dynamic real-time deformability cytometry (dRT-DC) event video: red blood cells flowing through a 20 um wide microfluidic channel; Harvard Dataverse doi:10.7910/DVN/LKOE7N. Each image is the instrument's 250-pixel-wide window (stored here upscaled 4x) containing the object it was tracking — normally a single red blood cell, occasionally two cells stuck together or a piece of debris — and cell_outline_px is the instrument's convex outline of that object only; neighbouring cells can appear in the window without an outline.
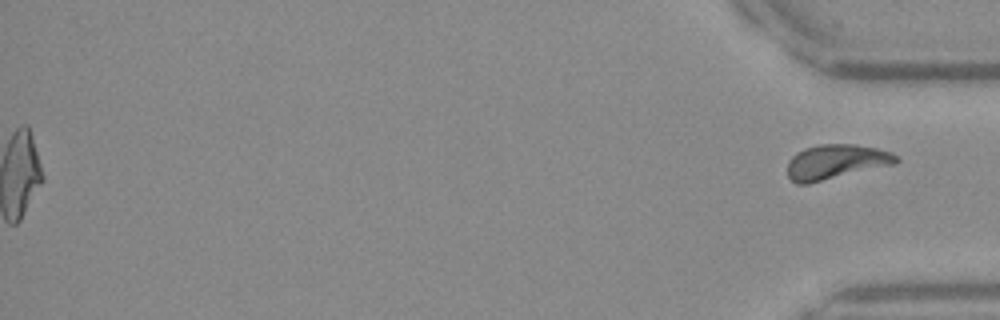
{"species": "Egyptian fruit bat (a non-hibernating species)", "species_latin": "Rousettus aegyptiacus", "temperature_condition": "warm", "stored_images_in_passage": 45, "segment_of_instrument_passage": [2, 2], "camera_frame_rate_fps": 3000, "um_per_image_px": 0.085, "frame": {"image": 1, "passage_image": 45, "time_ms": 14.667, "image_size_px": [1000, 320], "cell_outline_px": [[900, 160], [896, 164], [808, 184], [796, 184], [788, 176], [788, 160], [796, 152], [804, 148], [820, 144], [856, 144], [876, 148], [892, 152], [900, 156]], "centroid_in_image_um": [71.08, 13.75], "position_along_channel_um": 364.1, "area_um2": 22.31}}